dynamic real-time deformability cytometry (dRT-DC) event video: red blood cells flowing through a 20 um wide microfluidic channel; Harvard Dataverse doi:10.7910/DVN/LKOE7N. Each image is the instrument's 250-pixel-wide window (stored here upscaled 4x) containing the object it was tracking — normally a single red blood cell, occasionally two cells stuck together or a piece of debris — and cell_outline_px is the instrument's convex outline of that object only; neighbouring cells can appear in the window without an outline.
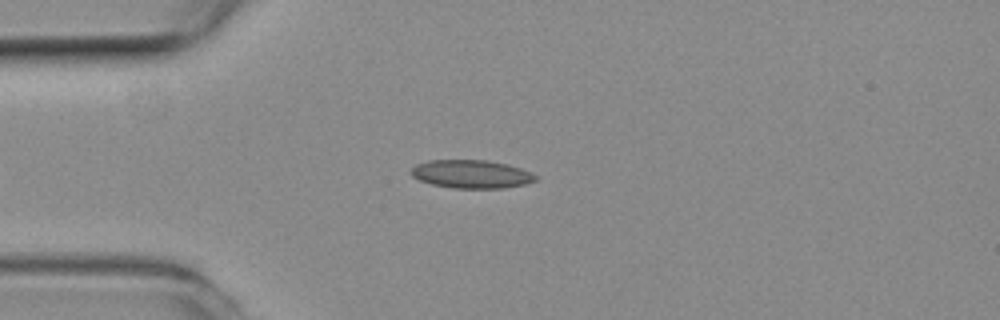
{"species": "common noctule bat (a hibernating species)", "species_latin": "Nyctalus noctula", "temperature_condition": "room temperature", "stored_images_in_passage": 40, "camera_frame_rate_fps": 3000, "um_per_image_px": 0.085, "animal": {"sex": "female", "body_mass_g": 19.3, "forearm_length_mm": 54.1}, "frame": {"image": 1, "passage_image": 4, "time_ms": 1.0, "image_size_px": [1000, 320], "cell_outline_px": [[536, 180], [524, 184], [504, 188], [452, 188], [432, 184], [420, 180], [412, 176], [408, 172], [416, 164], [428, 160], [488, 160], [508, 164], [520, 168], [536, 176]], "centroid_in_image_um": [40.02, 14.79], "position_along_channel_um": 45.0, "area_um2": 20.46}}
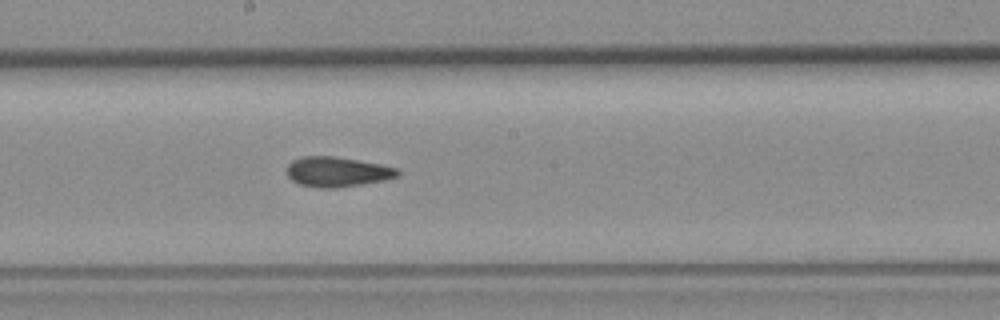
{"frame": {"image": 2, "passage_image": 19, "time_ms": 6.0, "image_size_px": [1000, 320], "cell_outline_px": [[400, 176], [384, 180], [336, 188], [320, 188], [300, 184], [292, 180], [288, 176], [288, 164], [292, 160], [304, 156], [332, 156], [380, 164], [396, 168], [400, 172]], "centroid_in_image_um": [28.66, 14.6], "position_along_channel_um": 219.5, "area_um2": 19.13}}
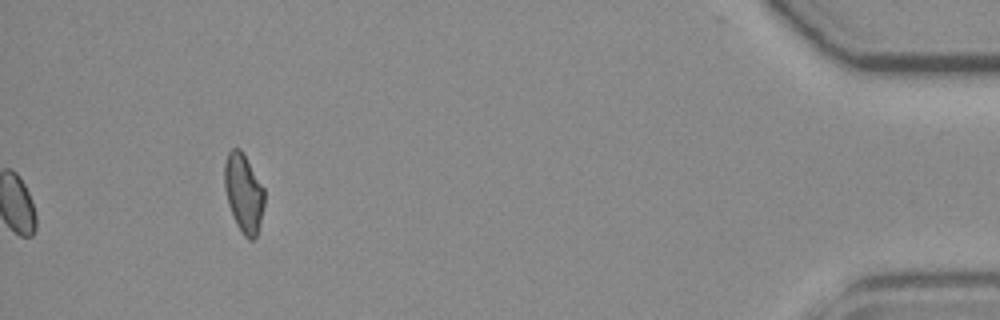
{"frame": {"image": 3, "passage_image": 40, "time_ms": 13.0, "image_size_px": [1000, 320], "cell_outline_px": [[264, 204], [260, 224], [256, 236], [252, 240], [248, 240], [244, 236], [236, 224], [228, 204], [224, 188], [224, 164], [228, 152], [232, 148], [240, 148], [244, 152], [264, 188]], "centroid_in_image_um": [20.7, 16.38], "position_along_channel_um": 414.5, "area_um2": 18.5}, "authors_computed_cell_mechanics": {"area_um2": 19.1318, "velocity_mm_per_s": 3.8166, "shape_relaxation_time_tau1_ms": null, "shape_relaxation_time_tau2_ms": 1.813, "deformation_change_tau1": null, "deformation_change_tau2": 0.0946}}